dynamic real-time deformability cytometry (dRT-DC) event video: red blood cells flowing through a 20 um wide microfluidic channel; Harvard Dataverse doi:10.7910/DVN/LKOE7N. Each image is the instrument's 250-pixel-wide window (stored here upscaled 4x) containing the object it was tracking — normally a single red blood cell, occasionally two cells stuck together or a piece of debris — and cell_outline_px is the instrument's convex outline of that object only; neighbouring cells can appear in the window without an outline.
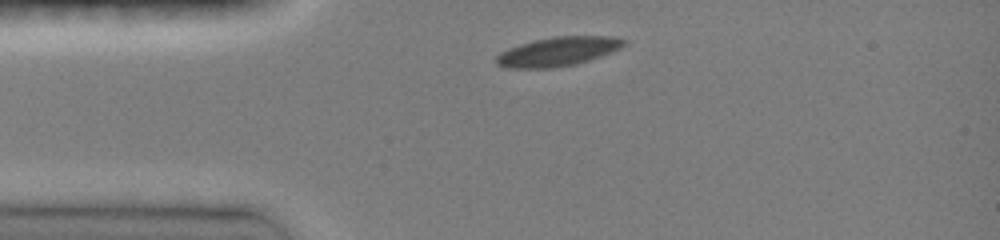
{"species": "common noctule bat (a hibernating species)", "species_latin": "Nyctalus noctula", "temperature_condition": "room temperature", "stored_images_in_passage": 2, "camera_frame_rate_fps": 3000, "um_per_image_px": 0.085, "animal": {"sex": "female", "body_mass_g": 19.0, "forearm_length_mm": 51.5}, "frame": {"image": 1, "passage_image": 1, "time_ms": 0.0, "image_size_px": [1000, 240], "cell_outline_px": [[624, 44], [620, 48], [612, 52], [576, 64], [548, 68], [508, 68], [496, 64], [496, 56], [500, 52], [520, 44], [536, 40], [556, 36], [612, 36], [624, 40]], "centroid_in_image_um": [47.4, 4.38], "position_along_channel_um": 37.6, "area_um2": 21.33}}